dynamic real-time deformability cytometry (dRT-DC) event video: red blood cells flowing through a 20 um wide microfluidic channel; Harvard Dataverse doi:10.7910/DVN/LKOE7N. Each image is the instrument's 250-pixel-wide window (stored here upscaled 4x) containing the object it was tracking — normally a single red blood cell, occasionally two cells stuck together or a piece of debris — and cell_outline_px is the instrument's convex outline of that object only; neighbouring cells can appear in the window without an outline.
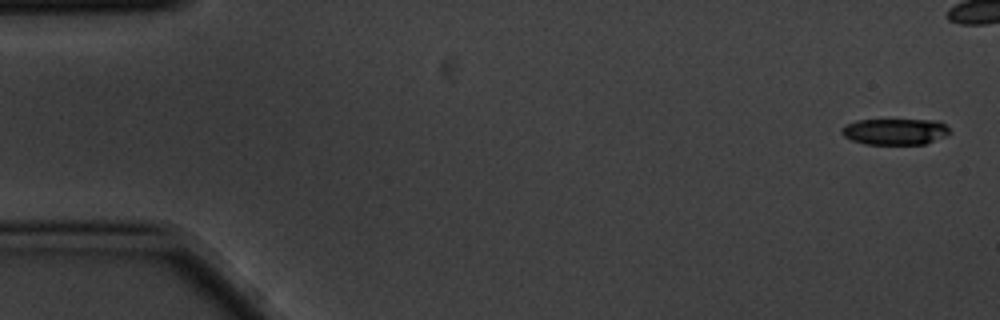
{"species": "common noctule bat (a hibernating species)", "species_latin": "Nyctalus noctula", "temperature_condition": "cold", "stored_images_in_passage": 7, "camera_frame_rate_fps": 3000, "um_per_image_px": 0.085, "animal": {"sex": "male", "body_mass_g": 20.1, "forearm_length_mm": 53.5}, "frame": {"image": 1, "passage_image": 1, "time_ms": 0.0, "image_size_px": [1000, 320], "cell_outline_px": [[948, 136], [924, 144], [864, 144], [852, 140], [844, 136], [840, 132], [840, 128], [856, 120], [940, 120], [948, 128]], "centroid_in_image_um": [76.07, 11.18], "position_along_channel_um": 8.9, "area_um2": 16.53}}